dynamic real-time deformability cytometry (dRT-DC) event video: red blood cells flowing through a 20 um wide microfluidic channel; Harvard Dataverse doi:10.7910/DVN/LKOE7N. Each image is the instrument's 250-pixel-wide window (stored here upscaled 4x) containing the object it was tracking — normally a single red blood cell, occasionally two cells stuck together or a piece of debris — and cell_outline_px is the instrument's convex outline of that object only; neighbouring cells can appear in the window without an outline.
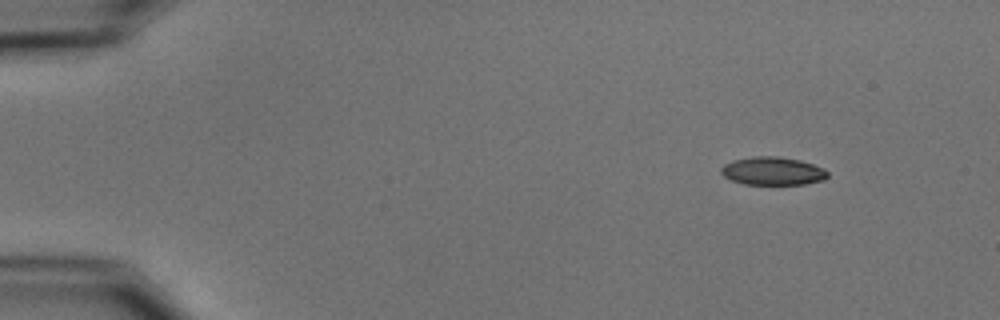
{"species": "common noctule bat (a hibernating species)", "species_latin": "Nyctalus noctula", "temperature_condition": "cold", "stored_images_in_passage": 49, "camera_frame_rate_fps": 3000, "um_per_image_px": 0.085, "animal": {"sex": "male", "body_mass_g": 15.6}, "frame": {"image": 1, "passage_image": 1, "time_ms": 0.0, "image_size_px": [1000, 320], "cell_outline_px": [[828, 176], [824, 180], [804, 184], [744, 184], [732, 180], [724, 176], [720, 172], [720, 168], [724, 164], [732, 160], [752, 156], [780, 156], [800, 160], [824, 168], [828, 172]], "centroid_in_image_um": [65.67, 14.53], "position_along_channel_um": 19.3, "area_um2": 17.57}}
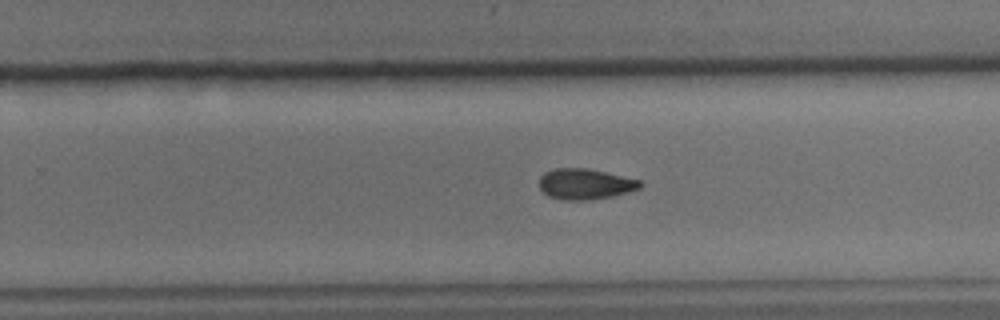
{"frame": {"image": 2, "passage_image": 30, "time_ms": 9.667, "image_size_px": [1000, 320], "cell_outline_px": [[644, 184], [640, 188], [628, 192], [612, 196], [592, 200], [560, 200], [548, 196], [540, 188], [540, 176], [544, 172], [556, 168], [588, 168], [640, 180]], "centroid_in_image_um": [49.74, 15.65], "position_along_channel_um": 280.1, "area_um2": 18.15}}
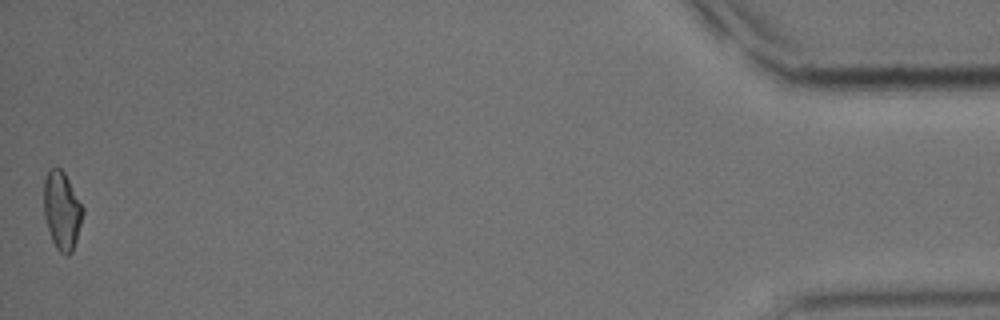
{"frame": {"image": 3, "passage_image": 49, "time_ms": 16.0, "image_size_px": [1000, 320], "cell_outline_px": [[84, 212], [76, 240], [72, 252], [68, 256], [64, 256], [56, 248], [52, 240], [44, 216], [44, 180], [48, 172], [52, 168], [60, 168], [64, 172], [84, 208]], "centroid_in_image_um": [5.27, 17.92], "position_along_channel_um": 429.9, "area_um2": 17.63}, "authors_computed_cell_mechanics": {"area_um2": 18.0914, "velocity_mm_per_s": 3.73, "shape_relaxation_time_tau1_ms": 7.7238, "shape_relaxation_time_tau2_ms": null, "deformation_change_tau1": 0.1717, "deformation_change_tau2": null}}